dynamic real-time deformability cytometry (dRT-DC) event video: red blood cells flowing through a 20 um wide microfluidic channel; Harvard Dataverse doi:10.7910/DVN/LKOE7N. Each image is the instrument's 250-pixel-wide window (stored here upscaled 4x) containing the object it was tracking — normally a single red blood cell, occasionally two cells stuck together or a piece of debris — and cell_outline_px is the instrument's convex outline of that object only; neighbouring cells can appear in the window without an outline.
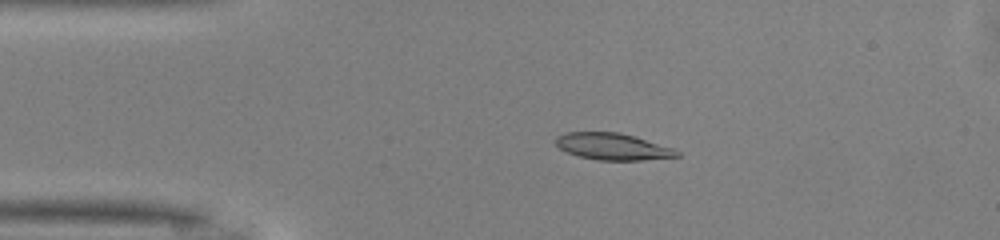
{"species": "common noctule bat (a hibernating species)", "species_latin": "Nyctalus noctula", "temperature_condition": "warm", "stored_images_in_passage": 40, "camera_frame_rate_fps": 3000, "um_per_image_px": 0.085, "animal": {"sex": "male", "body_mass_g": 13.0, "forearm_length_mm": 53.1}, "frame": {"image": 1, "passage_image": 1, "time_ms": 0.0, "image_size_px": [1000, 240], "cell_outline_px": [[680, 156], [644, 160], [596, 160], [580, 156], [568, 152], [560, 148], [556, 144], [556, 136], [564, 132], [620, 132], [636, 136], [672, 148], [680, 152]], "centroid_in_image_um": [52.08, 12.45], "position_along_channel_um": 32.9, "area_um2": 18.84}}
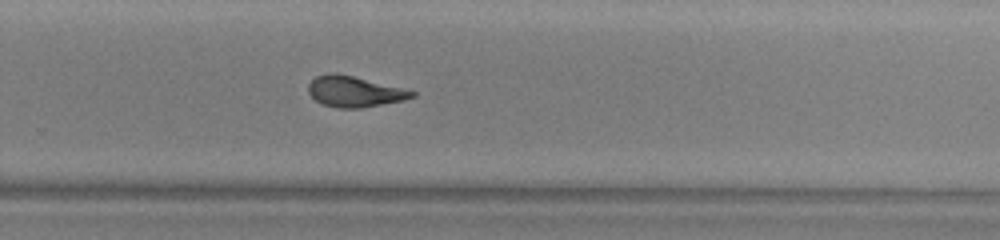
{"frame": {"image": 2, "passage_image": 23, "time_ms": 7.333, "image_size_px": [1000, 240], "cell_outline_px": [[416, 96], [404, 100], [360, 108], [340, 108], [320, 104], [308, 92], [308, 84], [316, 76], [328, 72], [332, 72], [352, 76], [416, 92]], "centroid_in_image_um": [30.07, 7.79], "position_along_channel_um": 299.7, "area_um2": 18.32}}
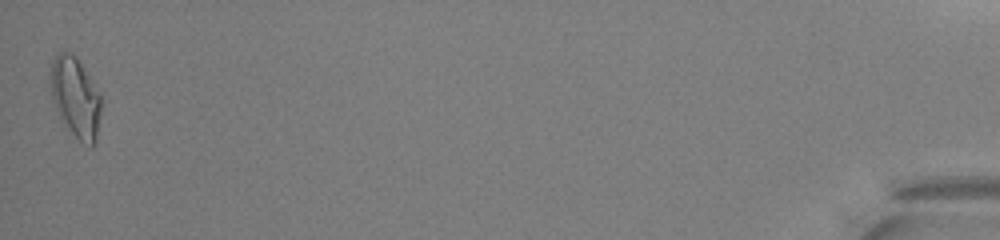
{"frame": {"image": 3, "passage_image": 40, "time_ms": 13.0, "image_size_px": [1000, 240], "cell_outline_px": [[104, 104], [96, 140], [92, 148], [88, 148], [60, 120], [52, 100], [52, 60], [60, 52], [72, 52], [76, 56], [100, 92]], "centroid_in_image_um": [6.49, 8.33], "position_along_channel_um": 428.7, "area_um2": 23.99}, "authors_computed_cell_mechanics": {"area_um2": 19.074, "velocity_mm_per_s": 4.1391, "shape_relaxation_time_tau1_ms": 6.2098, "shape_relaxation_time_tau2_ms": 1.7061, "deformation_change_tau1": 0.2003, "deformation_change_tau2": 0.0982}}